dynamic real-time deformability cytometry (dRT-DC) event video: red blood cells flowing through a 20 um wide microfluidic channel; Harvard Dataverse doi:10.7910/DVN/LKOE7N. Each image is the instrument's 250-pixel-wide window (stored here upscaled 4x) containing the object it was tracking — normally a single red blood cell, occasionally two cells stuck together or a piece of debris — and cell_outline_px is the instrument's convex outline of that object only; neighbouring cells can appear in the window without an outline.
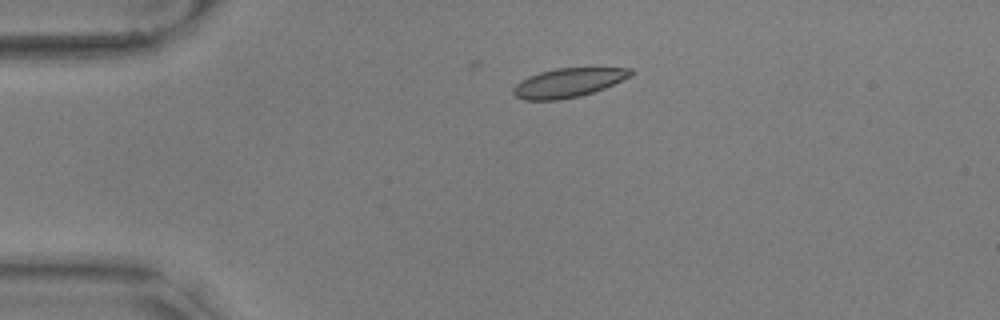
{"species": "common noctule bat (a hibernating species)", "species_latin": "Nyctalus noctula", "temperature_condition": "warm", "stored_images_in_passage": 4, "camera_frame_rate_fps": 3000, "um_per_image_px": 0.085, "animal": {"sex": "male", "body_mass_g": 17.9, "forearm_length_mm": 54.2}, "frame": {"image": 1, "passage_image": 1, "time_ms": 0.0, "image_size_px": [1000, 320], "cell_outline_px": [[632, 76], [604, 88], [580, 96], [560, 100], [524, 100], [516, 96], [512, 92], [512, 88], [520, 80], [528, 76], [540, 72], [556, 68], [632, 68]], "centroid_in_image_um": [48.27, 7.03], "position_along_channel_um": 36.7, "area_um2": 19.88}}